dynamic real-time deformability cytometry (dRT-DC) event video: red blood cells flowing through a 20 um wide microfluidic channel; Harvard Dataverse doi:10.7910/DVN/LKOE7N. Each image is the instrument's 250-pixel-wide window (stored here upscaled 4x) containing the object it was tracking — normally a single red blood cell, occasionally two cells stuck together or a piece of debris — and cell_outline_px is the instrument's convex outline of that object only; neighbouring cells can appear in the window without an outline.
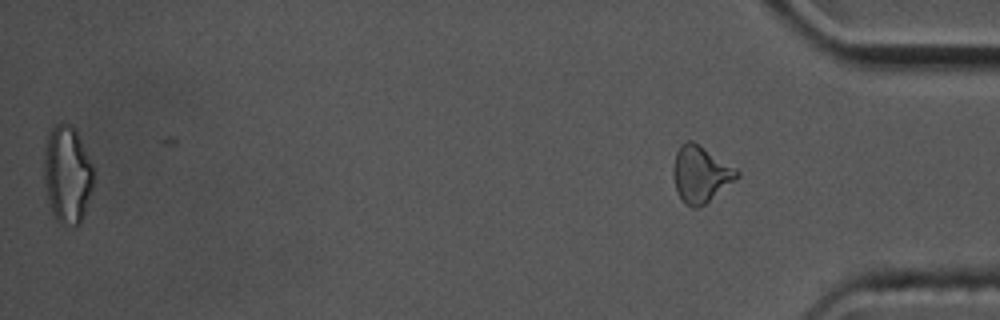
{"species": "common noctule bat (a hibernating species)", "species_latin": "Nyctalus noctula", "temperature_condition": "cold", "stored_images_in_passage": 16, "camera_frame_rate_fps": 3000, "um_per_image_px": 0.085, "animal": {"sex": "male", "body_mass_g": 17.5, "forearm_length_mm": 52.3}, "frame": {"image": 1, "passage_image": 16, "time_ms": 5.0, "image_size_px": [1000, 320], "cell_outline_px": [[740, 176], [736, 180], [700, 208], [692, 208], [684, 204], [676, 188], [672, 176], [672, 168], [676, 152], [680, 144], [684, 140], [692, 140], [736, 168], [740, 172]], "centroid_in_image_um": [59.54, 14.81], "position_along_channel_um": 375.7, "area_um2": 21.15}}